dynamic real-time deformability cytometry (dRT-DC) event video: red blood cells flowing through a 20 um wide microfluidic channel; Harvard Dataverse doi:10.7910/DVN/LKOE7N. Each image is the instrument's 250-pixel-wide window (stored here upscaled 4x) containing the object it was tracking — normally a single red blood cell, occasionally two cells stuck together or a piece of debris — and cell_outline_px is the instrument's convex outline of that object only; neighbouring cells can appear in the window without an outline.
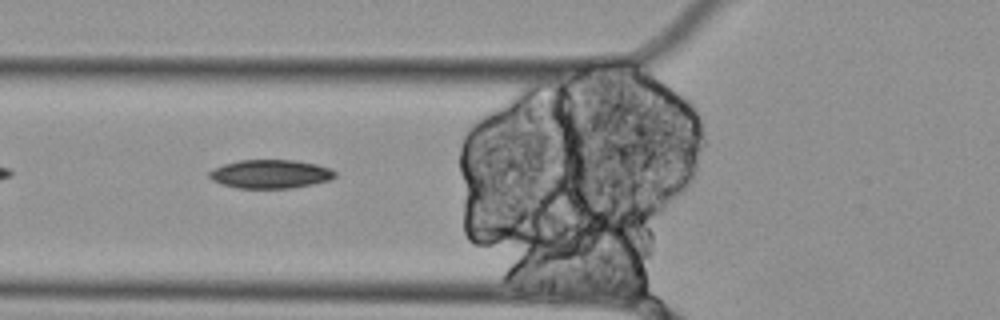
{"species": "Egyptian fruit bat (a non-hibernating species)", "species_latin": "Rousettus aegyptiacus", "temperature_condition": "cold", "stored_images_in_passage": 41, "segment_of_instrument_passage": [2, 2], "camera_frame_rate_fps": 3000, "um_per_image_px": 0.085, "animal": {"sex": "female"}, "frame": {"image": 1, "passage_image": 5, "time_ms": 1.333, "image_size_px": [1000, 320], "cell_outline_px": [[336, 176], [328, 180], [312, 184], [292, 188], [236, 188], [212, 180], [208, 176], [208, 172], [212, 168], [224, 164], [240, 160], [296, 160], [316, 164], [328, 168], [336, 172]], "centroid_in_image_um": [22.96, 14.79], "position_along_channel_um": 102.8, "area_um2": 20.92}}
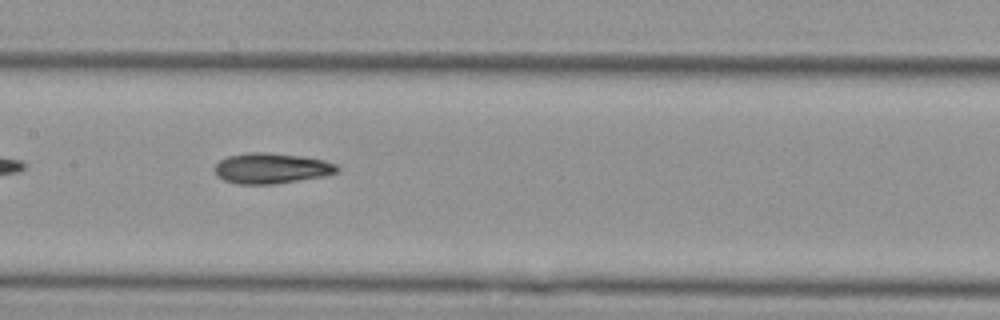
{"frame": {"image": 2, "passage_image": 12, "time_ms": 3.667, "image_size_px": [1000, 320], "cell_outline_px": [[340, 168], [336, 172], [324, 176], [272, 184], [236, 184], [224, 180], [216, 176], [212, 168], [220, 160], [228, 156], [248, 152], [264, 152], [304, 156], [324, 160], [336, 164]], "centroid_in_image_um": [23.03, 14.3], "position_along_channel_um": 184.4, "area_um2": 21.91}}
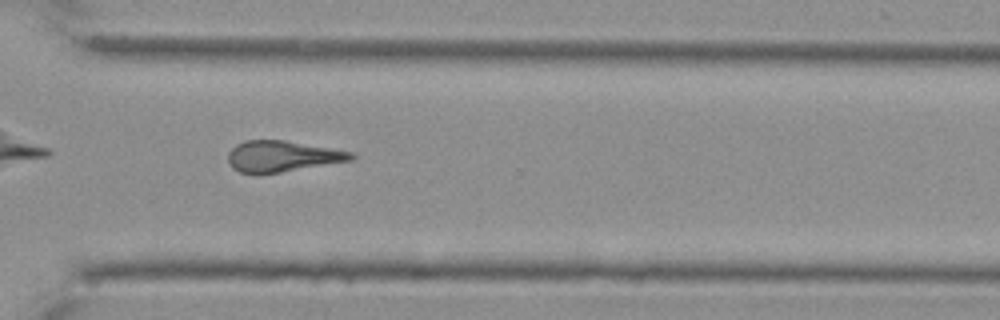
{"frame": {"image": 3, "passage_image": 26, "time_ms": 8.333, "image_size_px": [1000, 320], "cell_outline_px": [[356, 156], [352, 160], [280, 172], [240, 172], [232, 168], [228, 160], [228, 152], [236, 144], [244, 140], [284, 140], [352, 152]], "centroid_in_image_um": [23.97, 13.26], "position_along_channel_um": 346.6, "area_um2": 21.79}}